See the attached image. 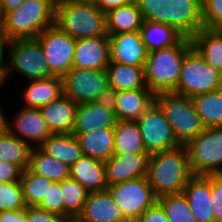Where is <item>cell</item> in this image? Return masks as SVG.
Wrapping results in <instances>:
<instances>
[{
	"label": "cell",
	"instance_id": "obj_47",
	"mask_svg": "<svg viewBox=\"0 0 222 222\" xmlns=\"http://www.w3.org/2000/svg\"><path fill=\"white\" fill-rule=\"evenodd\" d=\"M11 39L3 26L0 24V68H8V64H5L4 52L6 47H10Z\"/></svg>",
	"mask_w": 222,
	"mask_h": 222
},
{
	"label": "cell",
	"instance_id": "obj_51",
	"mask_svg": "<svg viewBox=\"0 0 222 222\" xmlns=\"http://www.w3.org/2000/svg\"><path fill=\"white\" fill-rule=\"evenodd\" d=\"M56 2H68V1H72V2H93L94 0H55Z\"/></svg>",
	"mask_w": 222,
	"mask_h": 222
},
{
	"label": "cell",
	"instance_id": "obj_46",
	"mask_svg": "<svg viewBox=\"0 0 222 222\" xmlns=\"http://www.w3.org/2000/svg\"><path fill=\"white\" fill-rule=\"evenodd\" d=\"M133 1L135 0H94L93 2L103 13H107L112 9L128 5Z\"/></svg>",
	"mask_w": 222,
	"mask_h": 222
},
{
	"label": "cell",
	"instance_id": "obj_29",
	"mask_svg": "<svg viewBox=\"0 0 222 222\" xmlns=\"http://www.w3.org/2000/svg\"><path fill=\"white\" fill-rule=\"evenodd\" d=\"M189 7L190 24L222 30V0H185Z\"/></svg>",
	"mask_w": 222,
	"mask_h": 222
},
{
	"label": "cell",
	"instance_id": "obj_32",
	"mask_svg": "<svg viewBox=\"0 0 222 222\" xmlns=\"http://www.w3.org/2000/svg\"><path fill=\"white\" fill-rule=\"evenodd\" d=\"M33 173L44 176L53 182H61L70 177V167L46 154L40 147H32L29 167Z\"/></svg>",
	"mask_w": 222,
	"mask_h": 222
},
{
	"label": "cell",
	"instance_id": "obj_19",
	"mask_svg": "<svg viewBox=\"0 0 222 222\" xmlns=\"http://www.w3.org/2000/svg\"><path fill=\"white\" fill-rule=\"evenodd\" d=\"M13 125V126H12ZM8 131L20 140L29 143L36 142L35 147H39L50 135L51 132L45 122L39 108L22 107L10 123Z\"/></svg>",
	"mask_w": 222,
	"mask_h": 222
},
{
	"label": "cell",
	"instance_id": "obj_44",
	"mask_svg": "<svg viewBox=\"0 0 222 222\" xmlns=\"http://www.w3.org/2000/svg\"><path fill=\"white\" fill-rule=\"evenodd\" d=\"M118 92L114 87L108 86L94 102L115 113Z\"/></svg>",
	"mask_w": 222,
	"mask_h": 222
},
{
	"label": "cell",
	"instance_id": "obj_24",
	"mask_svg": "<svg viewBox=\"0 0 222 222\" xmlns=\"http://www.w3.org/2000/svg\"><path fill=\"white\" fill-rule=\"evenodd\" d=\"M70 178L89 193L105 191L108 187L104 162L84 155L70 166Z\"/></svg>",
	"mask_w": 222,
	"mask_h": 222
},
{
	"label": "cell",
	"instance_id": "obj_50",
	"mask_svg": "<svg viewBox=\"0 0 222 222\" xmlns=\"http://www.w3.org/2000/svg\"><path fill=\"white\" fill-rule=\"evenodd\" d=\"M7 69L8 68H0V87L5 82V80H7V77H9Z\"/></svg>",
	"mask_w": 222,
	"mask_h": 222
},
{
	"label": "cell",
	"instance_id": "obj_9",
	"mask_svg": "<svg viewBox=\"0 0 222 222\" xmlns=\"http://www.w3.org/2000/svg\"><path fill=\"white\" fill-rule=\"evenodd\" d=\"M107 190L128 222H135L157 202L146 176L108 186Z\"/></svg>",
	"mask_w": 222,
	"mask_h": 222
},
{
	"label": "cell",
	"instance_id": "obj_21",
	"mask_svg": "<svg viewBox=\"0 0 222 222\" xmlns=\"http://www.w3.org/2000/svg\"><path fill=\"white\" fill-rule=\"evenodd\" d=\"M188 33L195 51L206 63L222 73V30L189 25Z\"/></svg>",
	"mask_w": 222,
	"mask_h": 222
},
{
	"label": "cell",
	"instance_id": "obj_5",
	"mask_svg": "<svg viewBox=\"0 0 222 222\" xmlns=\"http://www.w3.org/2000/svg\"><path fill=\"white\" fill-rule=\"evenodd\" d=\"M55 0H26L18 9L1 19L11 40L35 39L55 24Z\"/></svg>",
	"mask_w": 222,
	"mask_h": 222
},
{
	"label": "cell",
	"instance_id": "obj_48",
	"mask_svg": "<svg viewBox=\"0 0 222 222\" xmlns=\"http://www.w3.org/2000/svg\"><path fill=\"white\" fill-rule=\"evenodd\" d=\"M26 0H0V19L8 12L18 9Z\"/></svg>",
	"mask_w": 222,
	"mask_h": 222
},
{
	"label": "cell",
	"instance_id": "obj_36",
	"mask_svg": "<svg viewBox=\"0 0 222 222\" xmlns=\"http://www.w3.org/2000/svg\"><path fill=\"white\" fill-rule=\"evenodd\" d=\"M20 182L26 207H36L41 203L53 181L27 168L22 171Z\"/></svg>",
	"mask_w": 222,
	"mask_h": 222
},
{
	"label": "cell",
	"instance_id": "obj_6",
	"mask_svg": "<svg viewBox=\"0 0 222 222\" xmlns=\"http://www.w3.org/2000/svg\"><path fill=\"white\" fill-rule=\"evenodd\" d=\"M155 102L164 112L181 146H185L205 129L190 97L161 92L155 94Z\"/></svg>",
	"mask_w": 222,
	"mask_h": 222
},
{
	"label": "cell",
	"instance_id": "obj_42",
	"mask_svg": "<svg viewBox=\"0 0 222 222\" xmlns=\"http://www.w3.org/2000/svg\"><path fill=\"white\" fill-rule=\"evenodd\" d=\"M22 171L16 164L0 160V182H18L21 179Z\"/></svg>",
	"mask_w": 222,
	"mask_h": 222
},
{
	"label": "cell",
	"instance_id": "obj_37",
	"mask_svg": "<svg viewBox=\"0 0 222 222\" xmlns=\"http://www.w3.org/2000/svg\"><path fill=\"white\" fill-rule=\"evenodd\" d=\"M169 221L193 220L190 205L184 193L168 194L157 198Z\"/></svg>",
	"mask_w": 222,
	"mask_h": 222
},
{
	"label": "cell",
	"instance_id": "obj_18",
	"mask_svg": "<svg viewBox=\"0 0 222 222\" xmlns=\"http://www.w3.org/2000/svg\"><path fill=\"white\" fill-rule=\"evenodd\" d=\"M148 153L113 155L104 162L108 186L147 176Z\"/></svg>",
	"mask_w": 222,
	"mask_h": 222
},
{
	"label": "cell",
	"instance_id": "obj_4",
	"mask_svg": "<svg viewBox=\"0 0 222 222\" xmlns=\"http://www.w3.org/2000/svg\"><path fill=\"white\" fill-rule=\"evenodd\" d=\"M55 25L75 40L108 36L106 13L94 2H56Z\"/></svg>",
	"mask_w": 222,
	"mask_h": 222
},
{
	"label": "cell",
	"instance_id": "obj_20",
	"mask_svg": "<svg viewBox=\"0 0 222 222\" xmlns=\"http://www.w3.org/2000/svg\"><path fill=\"white\" fill-rule=\"evenodd\" d=\"M79 222H128L108 190L89 193Z\"/></svg>",
	"mask_w": 222,
	"mask_h": 222
},
{
	"label": "cell",
	"instance_id": "obj_10",
	"mask_svg": "<svg viewBox=\"0 0 222 222\" xmlns=\"http://www.w3.org/2000/svg\"><path fill=\"white\" fill-rule=\"evenodd\" d=\"M10 48L8 76L11 70H16L30 81L54 77L43 49L35 39L11 40Z\"/></svg>",
	"mask_w": 222,
	"mask_h": 222
},
{
	"label": "cell",
	"instance_id": "obj_27",
	"mask_svg": "<svg viewBox=\"0 0 222 222\" xmlns=\"http://www.w3.org/2000/svg\"><path fill=\"white\" fill-rule=\"evenodd\" d=\"M63 95L62 77L54 76L45 79L31 80L25 87L23 99L25 106L41 108Z\"/></svg>",
	"mask_w": 222,
	"mask_h": 222
},
{
	"label": "cell",
	"instance_id": "obj_39",
	"mask_svg": "<svg viewBox=\"0 0 222 222\" xmlns=\"http://www.w3.org/2000/svg\"><path fill=\"white\" fill-rule=\"evenodd\" d=\"M37 207L64 217L61 182H52L50 184L47 193Z\"/></svg>",
	"mask_w": 222,
	"mask_h": 222
},
{
	"label": "cell",
	"instance_id": "obj_45",
	"mask_svg": "<svg viewBox=\"0 0 222 222\" xmlns=\"http://www.w3.org/2000/svg\"><path fill=\"white\" fill-rule=\"evenodd\" d=\"M0 222H28L27 207L23 210L1 211Z\"/></svg>",
	"mask_w": 222,
	"mask_h": 222
},
{
	"label": "cell",
	"instance_id": "obj_11",
	"mask_svg": "<svg viewBox=\"0 0 222 222\" xmlns=\"http://www.w3.org/2000/svg\"><path fill=\"white\" fill-rule=\"evenodd\" d=\"M136 122L149 155L181 146L174 136L164 112L155 101Z\"/></svg>",
	"mask_w": 222,
	"mask_h": 222
},
{
	"label": "cell",
	"instance_id": "obj_31",
	"mask_svg": "<svg viewBox=\"0 0 222 222\" xmlns=\"http://www.w3.org/2000/svg\"><path fill=\"white\" fill-rule=\"evenodd\" d=\"M147 153L136 121H117L114 127L113 155Z\"/></svg>",
	"mask_w": 222,
	"mask_h": 222
},
{
	"label": "cell",
	"instance_id": "obj_41",
	"mask_svg": "<svg viewBox=\"0 0 222 222\" xmlns=\"http://www.w3.org/2000/svg\"><path fill=\"white\" fill-rule=\"evenodd\" d=\"M28 222H69L64 217L41 209L39 207H27Z\"/></svg>",
	"mask_w": 222,
	"mask_h": 222
},
{
	"label": "cell",
	"instance_id": "obj_22",
	"mask_svg": "<svg viewBox=\"0 0 222 222\" xmlns=\"http://www.w3.org/2000/svg\"><path fill=\"white\" fill-rule=\"evenodd\" d=\"M78 104L66 95L40 108L51 134H72Z\"/></svg>",
	"mask_w": 222,
	"mask_h": 222
},
{
	"label": "cell",
	"instance_id": "obj_49",
	"mask_svg": "<svg viewBox=\"0 0 222 222\" xmlns=\"http://www.w3.org/2000/svg\"><path fill=\"white\" fill-rule=\"evenodd\" d=\"M0 107V136L6 134L8 132L9 121H7L5 115L1 111Z\"/></svg>",
	"mask_w": 222,
	"mask_h": 222
},
{
	"label": "cell",
	"instance_id": "obj_28",
	"mask_svg": "<svg viewBox=\"0 0 222 222\" xmlns=\"http://www.w3.org/2000/svg\"><path fill=\"white\" fill-rule=\"evenodd\" d=\"M39 147L46 154L69 167L83 156L74 134H51Z\"/></svg>",
	"mask_w": 222,
	"mask_h": 222
},
{
	"label": "cell",
	"instance_id": "obj_12",
	"mask_svg": "<svg viewBox=\"0 0 222 222\" xmlns=\"http://www.w3.org/2000/svg\"><path fill=\"white\" fill-rule=\"evenodd\" d=\"M35 40L41 45L54 76L63 77L72 69L76 40L70 35L53 24Z\"/></svg>",
	"mask_w": 222,
	"mask_h": 222
},
{
	"label": "cell",
	"instance_id": "obj_17",
	"mask_svg": "<svg viewBox=\"0 0 222 222\" xmlns=\"http://www.w3.org/2000/svg\"><path fill=\"white\" fill-rule=\"evenodd\" d=\"M197 222H215L212 201V174L194 175L183 190Z\"/></svg>",
	"mask_w": 222,
	"mask_h": 222
},
{
	"label": "cell",
	"instance_id": "obj_1",
	"mask_svg": "<svg viewBox=\"0 0 222 222\" xmlns=\"http://www.w3.org/2000/svg\"><path fill=\"white\" fill-rule=\"evenodd\" d=\"M190 24L185 0H161L145 17L140 33L148 52L177 44Z\"/></svg>",
	"mask_w": 222,
	"mask_h": 222
},
{
	"label": "cell",
	"instance_id": "obj_8",
	"mask_svg": "<svg viewBox=\"0 0 222 222\" xmlns=\"http://www.w3.org/2000/svg\"><path fill=\"white\" fill-rule=\"evenodd\" d=\"M193 175L222 174V127H207L185 145Z\"/></svg>",
	"mask_w": 222,
	"mask_h": 222
},
{
	"label": "cell",
	"instance_id": "obj_52",
	"mask_svg": "<svg viewBox=\"0 0 222 222\" xmlns=\"http://www.w3.org/2000/svg\"><path fill=\"white\" fill-rule=\"evenodd\" d=\"M169 222H197V220L193 216V220L169 221Z\"/></svg>",
	"mask_w": 222,
	"mask_h": 222
},
{
	"label": "cell",
	"instance_id": "obj_35",
	"mask_svg": "<svg viewBox=\"0 0 222 222\" xmlns=\"http://www.w3.org/2000/svg\"><path fill=\"white\" fill-rule=\"evenodd\" d=\"M31 143H26L9 131L0 136V160L16 164L22 170L29 167Z\"/></svg>",
	"mask_w": 222,
	"mask_h": 222
},
{
	"label": "cell",
	"instance_id": "obj_30",
	"mask_svg": "<svg viewBox=\"0 0 222 222\" xmlns=\"http://www.w3.org/2000/svg\"><path fill=\"white\" fill-rule=\"evenodd\" d=\"M109 86L117 91L148 88L145 83L144 67L110 62L107 66Z\"/></svg>",
	"mask_w": 222,
	"mask_h": 222
},
{
	"label": "cell",
	"instance_id": "obj_40",
	"mask_svg": "<svg viewBox=\"0 0 222 222\" xmlns=\"http://www.w3.org/2000/svg\"><path fill=\"white\" fill-rule=\"evenodd\" d=\"M212 201L215 222H222V174H212Z\"/></svg>",
	"mask_w": 222,
	"mask_h": 222
},
{
	"label": "cell",
	"instance_id": "obj_2",
	"mask_svg": "<svg viewBox=\"0 0 222 222\" xmlns=\"http://www.w3.org/2000/svg\"><path fill=\"white\" fill-rule=\"evenodd\" d=\"M193 176L185 146L149 156L146 177L157 198L182 193Z\"/></svg>",
	"mask_w": 222,
	"mask_h": 222
},
{
	"label": "cell",
	"instance_id": "obj_7",
	"mask_svg": "<svg viewBox=\"0 0 222 222\" xmlns=\"http://www.w3.org/2000/svg\"><path fill=\"white\" fill-rule=\"evenodd\" d=\"M222 88V73L206 63L192 48L184 58L181 74L173 93L194 97Z\"/></svg>",
	"mask_w": 222,
	"mask_h": 222
},
{
	"label": "cell",
	"instance_id": "obj_14",
	"mask_svg": "<svg viewBox=\"0 0 222 222\" xmlns=\"http://www.w3.org/2000/svg\"><path fill=\"white\" fill-rule=\"evenodd\" d=\"M161 0H135L106 13L107 35L140 31L145 17Z\"/></svg>",
	"mask_w": 222,
	"mask_h": 222
},
{
	"label": "cell",
	"instance_id": "obj_13",
	"mask_svg": "<svg viewBox=\"0 0 222 222\" xmlns=\"http://www.w3.org/2000/svg\"><path fill=\"white\" fill-rule=\"evenodd\" d=\"M62 80L63 94L77 104L94 102L109 86L107 70L72 68Z\"/></svg>",
	"mask_w": 222,
	"mask_h": 222
},
{
	"label": "cell",
	"instance_id": "obj_33",
	"mask_svg": "<svg viewBox=\"0 0 222 222\" xmlns=\"http://www.w3.org/2000/svg\"><path fill=\"white\" fill-rule=\"evenodd\" d=\"M191 99L205 128L222 127V88Z\"/></svg>",
	"mask_w": 222,
	"mask_h": 222
},
{
	"label": "cell",
	"instance_id": "obj_38",
	"mask_svg": "<svg viewBox=\"0 0 222 222\" xmlns=\"http://www.w3.org/2000/svg\"><path fill=\"white\" fill-rule=\"evenodd\" d=\"M25 208L21 182H0V211L23 210Z\"/></svg>",
	"mask_w": 222,
	"mask_h": 222
},
{
	"label": "cell",
	"instance_id": "obj_3",
	"mask_svg": "<svg viewBox=\"0 0 222 222\" xmlns=\"http://www.w3.org/2000/svg\"><path fill=\"white\" fill-rule=\"evenodd\" d=\"M193 48L189 33L177 44L148 52L144 65L146 86L154 93L173 92L180 78L185 55Z\"/></svg>",
	"mask_w": 222,
	"mask_h": 222
},
{
	"label": "cell",
	"instance_id": "obj_16",
	"mask_svg": "<svg viewBox=\"0 0 222 222\" xmlns=\"http://www.w3.org/2000/svg\"><path fill=\"white\" fill-rule=\"evenodd\" d=\"M110 39V62L144 67L148 50L140 31L108 35Z\"/></svg>",
	"mask_w": 222,
	"mask_h": 222
},
{
	"label": "cell",
	"instance_id": "obj_34",
	"mask_svg": "<svg viewBox=\"0 0 222 222\" xmlns=\"http://www.w3.org/2000/svg\"><path fill=\"white\" fill-rule=\"evenodd\" d=\"M64 218L69 222L76 220L82 213L89 192L77 181L67 178L61 181Z\"/></svg>",
	"mask_w": 222,
	"mask_h": 222
},
{
	"label": "cell",
	"instance_id": "obj_26",
	"mask_svg": "<svg viewBox=\"0 0 222 222\" xmlns=\"http://www.w3.org/2000/svg\"><path fill=\"white\" fill-rule=\"evenodd\" d=\"M83 155L105 162L113 156L114 128L95 129L93 132L74 134Z\"/></svg>",
	"mask_w": 222,
	"mask_h": 222
},
{
	"label": "cell",
	"instance_id": "obj_23",
	"mask_svg": "<svg viewBox=\"0 0 222 222\" xmlns=\"http://www.w3.org/2000/svg\"><path fill=\"white\" fill-rule=\"evenodd\" d=\"M154 101L155 94L149 88L119 91L116 100V120L136 121Z\"/></svg>",
	"mask_w": 222,
	"mask_h": 222
},
{
	"label": "cell",
	"instance_id": "obj_15",
	"mask_svg": "<svg viewBox=\"0 0 222 222\" xmlns=\"http://www.w3.org/2000/svg\"><path fill=\"white\" fill-rule=\"evenodd\" d=\"M110 63L109 36L76 40L72 68L106 70Z\"/></svg>",
	"mask_w": 222,
	"mask_h": 222
},
{
	"label": "cell",
	"instance_id": "obj_25",
	"mask_svg": "<svg viewBox=\"0 0 222 222\" xmlns=\"http://www.w3.org/2000/svg\"><path fill=\"white\" fill-rule=\"evenodd\" d=\"M116 122L114 112L95 102L78 104L72 134L89 133L95 129L114 128Z\"/></svg>",
	"mask_w": 222,
	"mask_h": 222
},
{
	"label": "cell",
	"instance_id": "obj_43",
	"mask_svg": "<svg viewBox=\"0 0 222 222\" xmlns=\"http://www.w3.org/2000/svg\"><path fill=\"white\" fill-rule=\"evenodd\" d=\"M135 222H169V220L164 209L156 202L152 207L146 209Z\"/></svg>",
	"mask_w": 222,
	"mask_h": 222
}]
</instances>
